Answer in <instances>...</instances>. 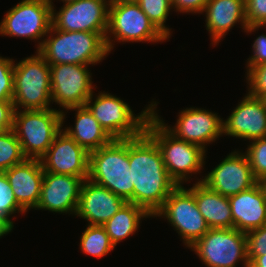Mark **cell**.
I'll return each instance as SVG.
<instances>
[{
  "instance_id": "f546056e",
  "label": "cell",
  "mask_w": 266,
  "mask_h": 267,
  "mask_svg": "<svg viewBox=\"0 0 266 267\" xmlns=\"http://www.w3.org/2000/svg\"><path fill=\"white\" fill-rule=\"evenodd\" d=\"M16 212L25 214V211L16 201L5 173L0 172V216L4 217L14 227V222L10 217Z\"/></svg>"
},
{
  "instance_id": "6da1fadb",
  "label": "cell",
  "mask_w": 266,
  "mask_h": 267,
  "mask_svg": "<svg viewBox=\"0 0 266 267\" xmlns=\"http://www.w3.org/2000/svg\"><path fill=\"white\" fill-rule=\"evenodd\" d=\"M128 157L133 203L154 217L178 185L169 176L158 145L145 131L128 138Z\"/></svg>"
},
{
  "instance_id": "44dd1931",
  "label": "cell",
  "mask_w": 266,
  "mask_h": 267,
  "mask_svg": "<svg viewBox=\"0 0 266 267\" xmlns=\"http://www.w3.org/2000/svg\"><path fill=\"white\" fill-rule=\"evenodd\" d=\"M228 199L233 228L247 233L266 224V197L258 182Z\"/></svg>"
},
{
  "instance_id": "4dcf8cb0",
  "label": "cell",
  "mask_w": 266,
  "mask_h": 267,
  "mask_svg": "<svg viewBox=\"0 0 266 267\" xmlns=\"http://www.w3.org/2000/svg\"><path fill=\"white\" fill-rule=\"evenodd\" d=\"M245 17L248 26L245 32L258 31L266 26V0H245Z\"/></svg>"
},
{
  "instance_id": "9a60e30c",
  "label": "cell",
  "mask_w": 266,
  "mask_h": 267,
  "mask_svg": "<svg viewBox=\"0 0 266 267\" xmlns=\"http://www.w3.org/2000/svg\"><path fill=\"white\" fill-rule=\"evenodd\" d=\"M200 179L197 182L225 197L237 195L258 182L246 154L238 150L227 154L222 162Z\"/></svg>"
},
{
  "instance_id": "30bf717a",
  "label": "cell",
  "mask_w": 266,
  "mask_h": 267,
  "mask_svg": "<svg viewBox=\"0 0 266 267\" xmlns=\"http://www.w3.org/2000/svg\"><path fill=\"white\" fill-rule=\"evenodd\" d=\"M53 6L52 0L20 1L0 22V35L41 40L38 41V51L52 26Z\"/></svg>"
},
{
  "instance_id": "ac0fdd59",
  "label": "cell",
  "mask_w": 266,
  "mask_h": 267,
  "mask_svg": "<svg viewBox=\"0 0 266 267\" xmlns=\"http://www.w3.org/2000/svg\"><path fill=\"white\" fill-rule=\"evenodd\" d=\"M223 134L244 140L266 137V102L248 93L223 120Z\"/></svg>"
},
{
  "instance_id": "8d00e7d4",
  "label": "cell",
  "mask_w": 266,
  "mask_h": 267,
  "mask_svg": "<svg viewBox=\"0 0 266 267\" xmlns=\"http://www.w3.org/2000/svg\"><path fill=\"white\" fill-rule=\"evenodd\" d=\"M14 111L12 101H0V132L12 129Z\"/></svg>"
},
{
  "instance_id": "277c9868",
  "label": "cell",
  "mask_w": 266,
  "mask_h": 267,
  "mask_svg": "<svg viewBox=\"0 0 266 267\" xmlns=\"http://www.w3.org/2000/svg\"><path fill=\"white\" fill-rule=\"evenodd\" d=\"M66 114L63 110H15L13 131L26 159H41L57 134L63 129Z\"/></svg>"
},
{
  "instance_id": "83f0119b",
  "label": "cell",
  "mask_w": 266,
  "mask_h": 267,
  "mask_svg": "<svg viewBox=\"0 0 266 267\" xmlns=\"http://www.w3.org/2000/svg\"><path fill=\"white\" fill-rule=\"evenodd\" d=\"M136 3L152 24L169 39L172 32L169 27L165 26V23L171 9H173L172 0H137Z\"/></svg>"
},
{
  "instance_id": "d6a6232c",
  "label": "cell",
  "mask_w": 266,
  "mask_h": 267,
  "mask_svg": "<svg viewBox=\"0 0 266 267\" xmlns=\"http://www.w3.org/2000/svg\"><path fill=\"white\" fill-rule=\"evenodd\" d=\"M248 94L257 98L266 97V63L247 70Z\"/></svg>"
},
{
  "instance_id": "ffe728a7",
  "label": "cell",
  "mask_w": 266,
  "mask_h": 267,
  "mask_svg": "<svg viewBox=\"0 0 266 267\" xmlns=\"http://www.w3.org/2000/svg\"><path fill=\"white\" fill-rule=\"evenodd\" d=\"M18 205L27 212L37 207L44 170L39 159H25L4 171Z\"/></svg>"
},
{
  "instance_id": "d4e9b609",
  "label": "cell",
  "mask_w": 266,
  "mask_h": 267,
  "mask_svg": "<svg viewBox=\"0 0 266 267\" xmlns=\"http://www.w3.org/2000/svg\"><path fill=\"white\" fill-rule=\"evenodd\" d=\"M151 217L142 207L126 202L122 208L102 226L111 243L116 247L118 242L128 238L138 230L143 218Z\"/></svg>"
},
{
  "instance_id": "1f68e13d",
  "label": "cell",
  "mask_w": 266,
  "mask_h": 267,
  "mask_svg": "<svg viewBox=\"0 0 266 267\" xmlns=\"http://www.w3.org/2000/svg\"><path fill=\"white\" fill-rule=\"evenodd\" d=\"M14 59L0 56V101H12Z\"/></svg>"
},
{
  "instance_id": "74e56055",
  "label": "cell",
  "mask_w": 266,
  "mask_h": 267,
  "mask_svg": "<svg viewBox=\"0 0 266 267\" xmlns=\"http://www.w3.org/2000/svg\"><path fill=\"white\" fill-rule=\"evenodd\" d=\"M13 230V226L2 216H0V238L9 234Z\"/></svg>"
},
{
  "instance_id": "d590c367",
  "label": "cell",
  "mask_w": 266,
  "mask_h": 267,
  "mask_svg": "<svg viewBox=\"0 0 266 267\" xmlns=\"http://www.w3.org/2000/svg\"><path fill=\"white\" fill-rule=\"evenodd\" d=\"M209 0H172V8L180 13H203Z\"/></svg>"
},
{
  "instance_id": "603a6c76",
  "label": "cell",
  "mask_w": 266,
  "mask_h": 267,
  "mask_svg": "<svg viewBox=\"0 0 266 267\" xmlns=\"http://www.w3.org/2000/svg\"><path fill=\"white\" fill-rule=\"evenodd\" d=\"M195 196L198 209L210 229L233 228V218L228 197H225L202 182L188 188Z\"/></svg>"
},
{
  "instance_id": "5bb4252c",
  "label": "cell",
  "mask_w": 266,
  "mask_h": 267,
  "mask_svg": "<svg viewBox=\"0 0 266 267\" xmlns=\"http://www.w3.org/2000/svg\"><path fill=\"white\" fill-rule=\"evenodd\" d=\"M109 3L107 0H78L64 3L56 12L52 7V25L69 32L107 33Z\"/></svg>"
},
{
  "instance_id": "e0dca14e",
  "label": "cell",
  "mask_w": 266,
  "mask_h": 267,
  "mask_svg": "<svg viewBox=\"0 0 266 267\" xmlns=\"http://www.w3.org/2000/svg\"><path fill=\"white\" fill-rule=\"evenodd\" d=\"M83 181L81 177L44 171L36 210L76 215Z\"/></svg>"
},
{
  "instance_id": "52a82bcc",
  "label": "cell",
  "mask_w": 266,
  "mask_h": 267,
  "mask_svg": "<svg viewBox=\"0 0 266 267\" xmlns=\"http://www.w3.org/2000/svg\"><path fill=\"white\" fill-rule=\"evenodd\" d=\"M99 93L96 99L92 94L85 106L113 139L135 138L145 131L146 122L152 115L151 104L136 115L122 99L105 91Z\"/></svg>"
},
{
  "instance_id": "e575fe53",
  "label": "cell",
  "mask_w": 266,
  "mask_h": 267,
  "mask_svg": "<svg viewBox=\"0 0 266 267\" xmlns=\"http://www.w3.org/2000/svg\"><path fill=\"white\" fill-rule=\"evenodd\" d=\"M252 48L253 55L247 59V70L252 66L266 63V35L256 37Z\"/></svg>"
},
{
  "instance_id": "ba28073f",
  "label": "cell",
  "mask_w": 266,
  "mask_h": 267,
  "mask_svg": "<svg viewBox=\"0 0 266 267\" xmlns=\"http://www.w3.org/2000/svg\"><path fill=\"white\" fill-rule=\"evenodd\" d=\"M105 40L110 53L114 49L115 40L125 43L143 41L144 43H162L168 38L152 24L136 2H129L109 5L108 29Z\"/></svg>"
},
{
  "instance_id": "4316f807",
  "label": "cell",
  "mask_w": 266,
  "mask_h": 267,
  "mask_svg": "<svg viewBox=\"0 0 266 267\" xmlns=\"http://www.w3.org/2000/svg\"><path fill=\"white\" fill-rule=\"evenodd\" d=\"M25 159L13 129L0 132V172L22 163Z\"/></svg>"
},
{
  "instance_id": "9c48e42d",
  "label": "cell",
  "mask_w": 266,
  "mask_h": 267,
  "mask_svg": "<svg viewBox=\"0 0 266 267\" xmlns=\"http://www.w3.org/2000/svg\"><path fill=\"white\" fill-rule=\"evenodd\" d=\"M190 249L207 267H249L246 233L235 228L209 229Z\"/></svg>"
},
{
  "instance_id": "836d02e7",
  "label": "cell",
  "mask_w": 266,
  "mask_h": 267,
  "mask_svg": "<svg viewBox=\"0 0 266 267\" xmlns=\"http://www.w3.org/2000/svg\"><path fill=\"white\" fill-rule=\"evenodd\" d=\"M247 257L249 263L256 257L266 253V224L246 233Z\"/></svg>"
},
{
  "instance_id": "8992f818",
  "label": "cell",
  "mask_w": 266,
  "mask_h": 267,
  "mask_svg": "<svg viewBox=\"0 0 266 267\" xmlns=\"http://www.w3.org/2000/svg\"><path fill=\"white\" fill-rule=\"evenodd\" d=\"M35 53L14 63L12 102L15 110L50 108V65L37 51Z\"/></svg>"
},
{
  "instance_id": "ab89813d",
  "label": "cell",
  "mask_w": 266,
  "mask_h": 267,
  "mask_svg": "<svg viewBox=\"0 0 266 267\" xmlns=\"http://www.w3.org/2000/svg\"><path fill=\"white\" fill-rule=\"evenodd\" d=\"M258 183H259V185H260L261 189L263 190L264 195L266 197V176H264L260 180H258Z\"/></svg>"
},
{
  "instance_id": "d6986e66",
  "label": "cell",
  "mask_w": 266,
  "mask_h": 267,
  "mask_svg": "<svg viewBox=\"0 0 266 267\" xmlns=\"http://www.w3.org/2000/svg\"><path fill=\"white\" fill-rule=\"evenodd\" d=\"M126 203L104 186L85 179L81 186L76 216L85 219L88 225H103Z\"/></svg>"
},
{
  "instance_id": "5b68a950",
  "label": "cell",
  "mask_w": 266,
  "mask_h": 267,
  "mask_svg": "<svg viewBox=\"0 0 266 267\" xmlns=\"http://www.w3.org/2000/svg\"><path fill=\"white\" fill-rule=\"evenodd\" d=\"M145 132L158 145L166 170L177 185H183L204 169L206 150L175 138L153 115L146 122Z\"/></svg>"
},
{
  "instance_id": "7a4b0ae2",
  "label": "cell",
  "mask_w": 266,
  "mask_h": 267,
  "mask_svg": "<svg viewBox=\"0 0 266 267\" xmlns=\"http://www.w3.org/2000/svg\"><path fill=\"white\" fill-rule=\"evenodd\" d=\"M51 33V34H50ZM37 51L49 65H95L109 54L106 33L69 32L51 26Z\"/></svg>"
},
{
  "instance_id": "3957f363",
  "label": "cell",
  "mask_w": 266,
  "mask_h": 267,
  "mask_svg": "<svg viewBox=\"0 0 266 267\" xmlns=\"http://www.w3.org/2000/svg\"><path fill=\"white\" fill-rule=\"evenodd\" d=\"M128 157V138L113 139L89 153L88 178L104 186L126 202L133 203V188Z\"/></svg>"
},
{
  "instance_id": "f1b7e54d",
  "label": "cell",
  "mask_w": 266,
  "mask_h": 267,
  "mask_svg": "<svg viewBox=\"0 0 266 267\" xmlns=\"http://www.w3.org/2000/svg\"><path fill=\"white\" fill-rule=\"evenodd\" d=\"M244 152L248 158L253 176L258 181L266 176V137L255 139Z\"/></svg>"
},
{
  "instance_id": "7402d4cb",
  "label": "cell",
  "mask_w": 266,
  "mask_h": 267,
  "mask_svg": "<svg viewBox=\"0 0 266 267\" xmlns=\"http://www.w3.org/2000/svg\"><path fill=\"white\" fill-rule=\"evenodd\" d=\"M204 12L205 27L209 31L213 45H217L237 22H240L244 31L248 26L245 17V0H209Z\"/></svg>"
},
{
  "instance_id": "4fadbf2b",
  "label": "cell",
  "mask_w": 266,
  "mask_h": 267,
  "mask_svg": "<svg viewBox=\"0 0 266 267\" xmlns=\"http://www.w3.org/2000/svg\"><path fill=\"white\" fill-rule=\"evenodd\" d=\"M89 65H50L51 101L63 109L84 106L94 93Z\"/></svg>"
},
{
  "instance_id": "f35d334b",
  "label": "cell",
  "mask_w": 266,
  "mask_h": 267,
  "mask_svg": "<svg viewBox=\"0 0 266 267\" xmlns=\"http://www.w3.org/2000/svg\"><path fill=\"white\" fill-rule=\"evenodd\" d=\"M249 267H266V253L261 256H256L250 263Z\"/></svg>"
},
{
  "instance_id": "8fae6325",
  "label": "cell",
  "mask_w": 266,
  "mask_h": 267,
  "mask_svg": "<svg viewBox=\"0 0 266 267\" xmlns=\"http://www.w3.org/2000/svg\"><path fill=\"white\" fill-rule=\"evenodd\" d=\"M174 227L186 247L190 248L210 229L200 213L194 194L178 185L154 217H162Z\"/></svg>"
},
{
  "instance_id": "484cf974",
  "label": "cell",
  "mask_w": 266,
  "mask_h": 267,
  "mask_svg": "<svg viewBox=\"0 0 266 267\" xmlns=\"http://www.w3.org/2000/svg\"><path fill=\"white\" fill-rule=\"evenodd\" d=\"M114 248L102 225H87L80 237V250L86 255L102 258Z\"/></svg>"
},
{
  "instance_id": "2e32d148",
  "label": "cell",
  "mask_w": 266,
  "mask_h": 267,
  "mask_svg": "<svg viewBox=\"0 0 266 267\" xmlns=\"http://www.w3.org/2000/svg\"><path fill=\"white\" fill-rule=\"evenodd\" d=\"M40 161L45 172L88 178L89 153L63 129Z\"/></svg>"
},
{
  "instance_id": "cb8c5ba5",
  "label": "cell",
  "mask_w": 266,
  "mask_h": 267,
  "mask_svg": "<svg viewBox=\"0 0 266 267\" xmlns=\"http://www.w3.org/2000/svg\"><path fill=\"white\" fill-rule=\"evenodd\" d=\"M66 110H73L77 113L75 114V127H65L63 131L88 153L109 144L113 140L85 105Z\"/></svg>"
},
{
  "instance_id": "b9f144b4",
  "label": "cell",
  "mask_w": 266,
  "mask_h": 267,
  "mask_svg": "<svg viewBox=\"0 0 266 267\" xmlns=\"http://www.w3.org/2000/svg\"><path fill=\"white\" fill-rule=\"evenodd\" d=\"M61 1H63V3L65 2V3H69V2H74V1H78V0H61Z\"/></svg>"
},
{
  "instance_id": "7c38bea8",
  "label": "cell",
  "mask_w": 266,
  "mask_h": 267,
  "mask_svg": "<svg viewBox=\"0 0 266 267\" xmlns=\"http://www.w3.org/2000/svg\"><path fill=\"white\" fill-rule=\"evenodd\" d=\"M157 103L151 102L152 115L175 138L198 145L205 150L207 144L215 142L223 135V119L217 115L218 113L204 108H186L179 112L174 127H170L155 111Z\"/></svg>"
},
{
  "instance_id": "60d3db41",
  "label": "cell",
  "mask_w": 266,
  "mask_h": 267,
  "mask_svg": "<svg viewBox=\"0 0 266 267\" xmlns=\"http://www.w3.org/2000/svg\"><path fill=\"white\" fill-rule=\"evenodd\" d=\"M109 4L136 2L137 0H107Z\"/></svg>"
}]
</instances>
